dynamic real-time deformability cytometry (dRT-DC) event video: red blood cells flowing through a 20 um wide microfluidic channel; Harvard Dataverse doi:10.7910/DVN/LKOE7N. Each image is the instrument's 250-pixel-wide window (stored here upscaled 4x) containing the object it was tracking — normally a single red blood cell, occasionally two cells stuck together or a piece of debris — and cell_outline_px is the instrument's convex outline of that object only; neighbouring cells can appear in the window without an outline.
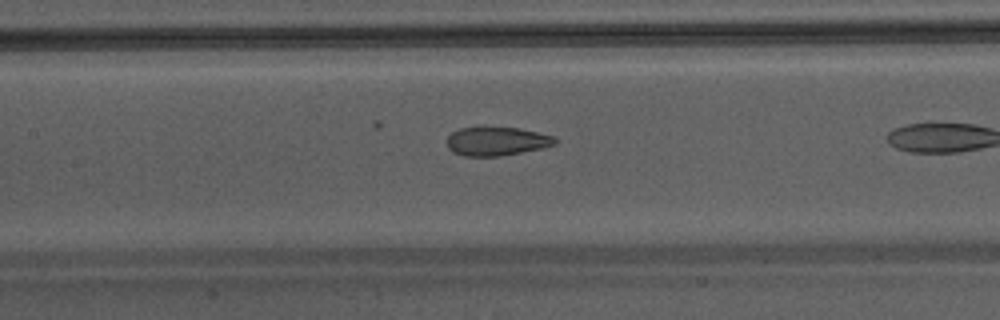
{"species": "Egyptian fruit bat (a non-hibernating species)", "species_latin": "Rousettus aegyptiacus", "temperature_condition": "warm", "stored_images_in_passage": 37, "camera_frame_rate_fps": 3000, "um_per_image_px": 0.085, "animal": {"sex": "male"}, "frame": {"image": 1, "passage_image": 22, "time_ms": 7.0, "image_size_px": [1000, 320], "cell_outline_px": [[556, 144], [544, 148], [500, 156], [464, 156], [452, 152], [448, 148], [448, 136], [452, 132], [460, 128], [484, 124], [520, 128], [552, 136], [556, 140]], "centroid_in_image_um": [42.18, 11.97], "position_along_channel_um": 165.2, "area_um2": 18.73}}